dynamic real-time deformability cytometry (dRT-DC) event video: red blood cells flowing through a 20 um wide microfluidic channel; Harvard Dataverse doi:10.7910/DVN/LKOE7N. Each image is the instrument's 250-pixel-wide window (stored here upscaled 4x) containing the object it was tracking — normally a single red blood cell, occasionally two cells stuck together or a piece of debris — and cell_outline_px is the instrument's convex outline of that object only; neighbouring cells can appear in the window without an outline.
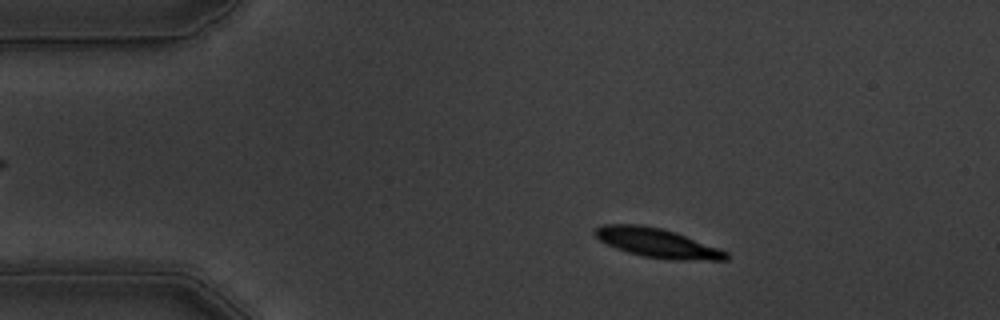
{"species": "common noctule bat (a hibernating species)", "species_latin": "Nyctalus noctula", "temperature_condition": "warm", "stored_images_in_passage": 54, "camera_frame_rate_fps": 3000, "um_per_image_px": 0.085, "animal": {"sex": "male", "body_mass_g": 19.5, "forearm_length_mm": 54.6}, "frame": {"image": 1, "passage_image": 8, "time_ms": 2.333, "image_size_px": [1000, 320], "cell_outline_px": [[728, 260], [676, 260], [644, 256], [628, 252], [616, 248], [600, 240], [592, 232], [596, 228], [604, 224], [640, 224], [660, 228], [676, 232], [728, 252]], "centroid_in_image_um": [55.86, 20.64], "position_along_channel_um": 29.1, "area_um2": 22.08}}
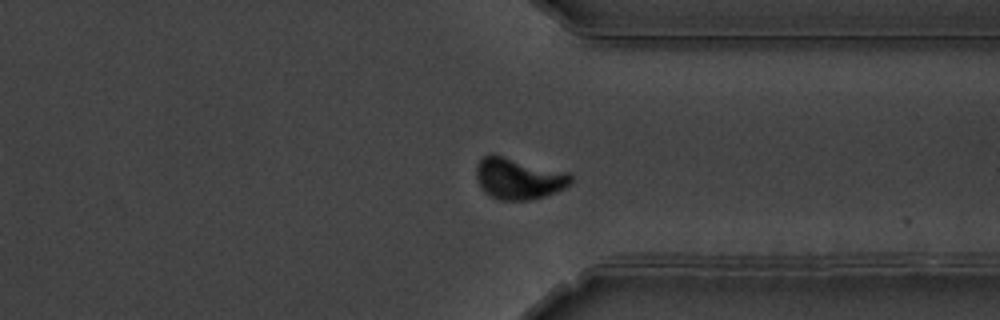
{"frame": {"image": 2, "passage_image": 41, "time_ms": 13.333, "image_size_px": [1000, 320], "cell_outline_px": [[572, 184], [564, 188], [544, 196], [528, 200], [500, 200], [484, 192], [476, 176], [476, 164], [484, 156], [492, 152], [568, 172], [572, 176]], "centroid_in_image_um": [44.08, 15.14], "position_along_channel_um": 367.3, "area_um2": 23.0}}
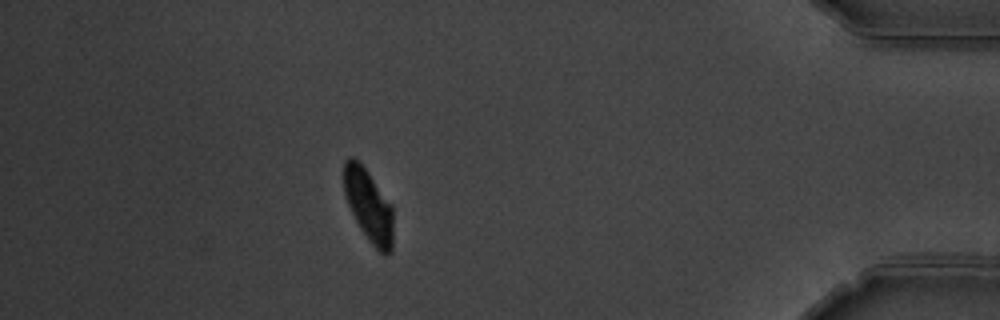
{"frame": {"image": 3, "passage_image": 48, "time_ms": 15.667, "image_size_px": [1000, 320], "cell_outline_px": [[392, 252], [384, 256], [368, 240], [360, 228], [344, 196], [344, 160], [348, 156], [352, 156], [368, 172], [392, 204]], "centroid_in_image_um": [31.33, 17.48], "position_along_channel_um": 403.9, "area_um2": 20.75}, "authors_computed_cell_mechanics": {"area_um2": 22.3975, "velocity_mm_per_s": 3.553, "shape_relaxation_time_tau1_ms": 3.228, "shape_relaxation_time_tau2_ms": 2.854, "deformation_change_tau1": 0.1501, "deformation_change_tau2": 0.0538}}